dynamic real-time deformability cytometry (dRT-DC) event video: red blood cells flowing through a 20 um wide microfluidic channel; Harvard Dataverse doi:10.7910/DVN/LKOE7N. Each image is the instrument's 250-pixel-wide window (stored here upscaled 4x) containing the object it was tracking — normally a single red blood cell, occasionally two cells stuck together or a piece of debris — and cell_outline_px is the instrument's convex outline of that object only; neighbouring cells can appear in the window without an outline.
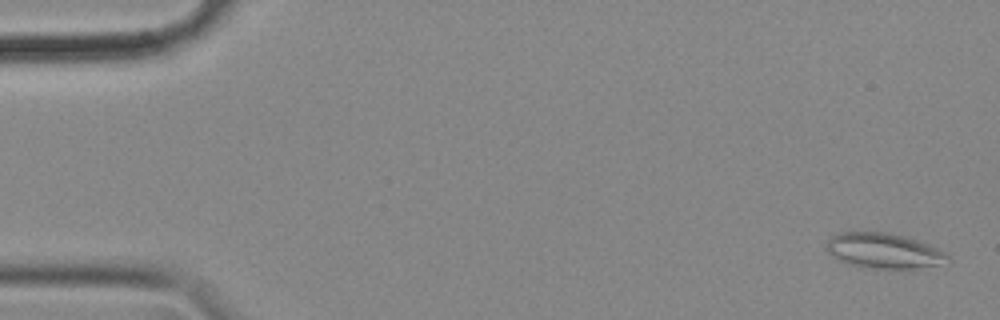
{"species": "common noctule bat (a hibernating species)", "species_latin": "Nyctalus noctula", "temperature_condition": "cold", "stored_images_in_passage": 56, "camera_frame_rate_fps": 3000, "um_per_image_px": 0.085, "animal": {"sex": "female", "body_mass_g": 18.4}, "frame": {"image": 1, "passage_image": 2, "time_ms": 0.333, "image_size_px": [1000, 320], "cell_outline_px": [[952, 260], [936, 264], [912, 268], [872, 268], [852, 264], [840, 260], [832, 256], [824, 248], [828, 240], [832, 236], [840, 232], [884, 232], [908, 236], [936, 248], [944, 252]], "centroid_in_image_um": [75.08, 21.29], "position_along_channel_um": 9.9, "area_um2": 24.51}}
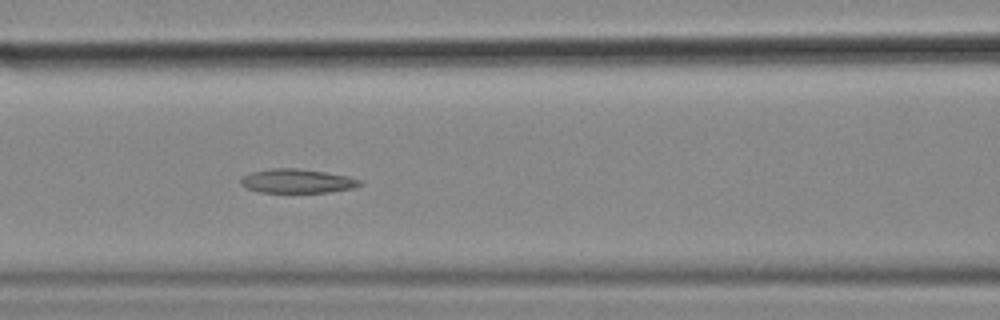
{"frame": {"image": 2, "passage_image": 24, "time_ms": 7.667, "image_size_px": [1000, 320], "cell_outline_px": [[364, 184], [356, 188], [328, 192], [260, 192], [244, 188], [240, 184], [240, 180], [248, 172], [272, 168], [296, 168], [324, 172], [348, 176], [364, 180]], "centroid_in_image_um": [25.28, 15.39], "position_along_channel_um": 141.3, "area_um2": 16.94}}
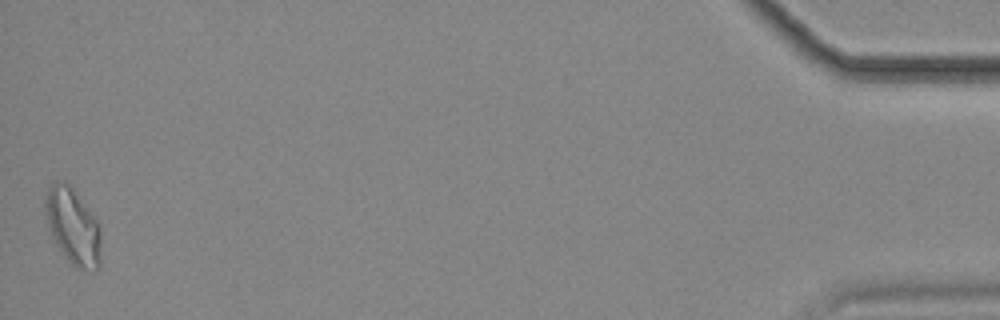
{"frame": {"image": 3, "passage_image": 56, "time_ms": 18.333, "image_size_px": [1000, 320], "cell_outline_px": [[100, 268], [76, 268], [68, 260], [56, 244], [52, 236], [44, 212], [44, 204], [48, 188], [56, 180], [64, 180], [72, 188], [100, 224]], "centroid_in_image_um": [6.19, 19.21], "position_along_channel_um": 429.0, "area_um2": 24.45}, "authors_computed_cell_mechanics": {"area_um2": 18.5249, "velocity_mm_per_s": 3.5634, "shape_relaxation_time_tau1_ms": null, "shape_relaxation_time_tau2_ms": 4.2395, "deformation_change_tau1": null, "deformation_change_tau2": 0.1235}}